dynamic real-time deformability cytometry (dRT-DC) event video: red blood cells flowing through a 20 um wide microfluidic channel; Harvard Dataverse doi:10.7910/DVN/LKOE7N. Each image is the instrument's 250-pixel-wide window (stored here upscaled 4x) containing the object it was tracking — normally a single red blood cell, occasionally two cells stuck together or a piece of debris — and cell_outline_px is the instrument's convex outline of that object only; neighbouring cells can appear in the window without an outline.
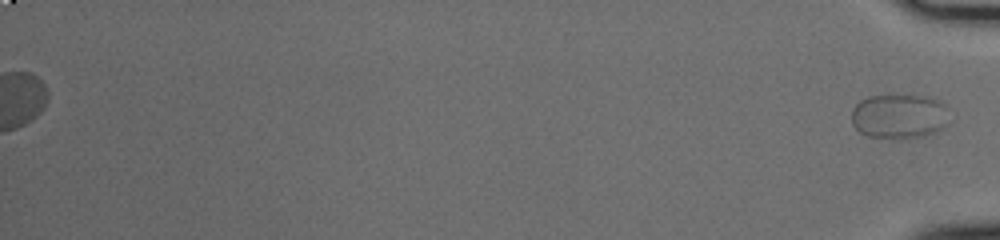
{"species": "common noctule bat (a hibernating species)", "species_latin": "Nyctalus noctula", "temperature_condition": "cold", "stored_images_in_passage": 42, "segment_of_instrument_passage": [2, 2], "camera_frame_rate_fps": 3000, "um_per_image_px": 0.085, "animal": {"sex": "male", "body_mass_g": 20.0, "forearm_length_mm": 53.3}, "frame": {"image": 1, "passage_image": 42, "time_ms": 13.667, "image_size_px": [1000, 240], "cell_outline_px": [[948, 124], [944, 128], [936, 132], [924, 136], [892, 140], [868, 136], [860, 132], [852, 124], [852, 108], [860, 100], [868, 96], [924, 96], [936, 100], [944, 104], [948, 108]], "centroid_in_image_um": [76.43, 9.92], "position_along_channel_um": 358.8, "area_um2": 25.78}}